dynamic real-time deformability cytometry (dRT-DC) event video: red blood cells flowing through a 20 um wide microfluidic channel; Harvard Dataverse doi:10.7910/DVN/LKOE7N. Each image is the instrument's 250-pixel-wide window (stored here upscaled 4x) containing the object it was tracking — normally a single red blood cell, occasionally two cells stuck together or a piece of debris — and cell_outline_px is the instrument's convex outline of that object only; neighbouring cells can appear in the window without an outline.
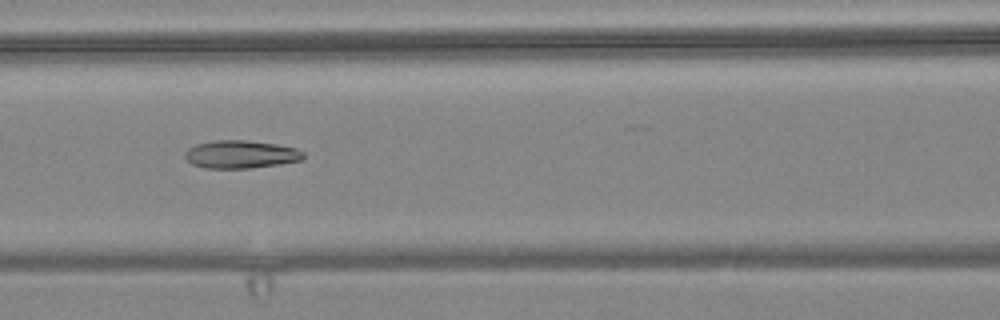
{"species": "common noctule bat (a hibernating species)", "species_latin": "Nyctalus noctula", "temperature_condition": "warm", "stored_images_in_passage": 56, "camera_frame_rate_fps": 3000, "um_per_image_px": 0.085, "animal": {"sex": "female", "body_mass_g": 24.6, "forearm_length_mm": 56.2}, "frame": {"image": 1, "passage_image": 24, "time_ms": 7.667, "image_size_px": [1000, 320], "cell_outline_px": [[304, 156], [300, 160], [280, 164], [252, 168], [204, 168], [192, 164], [184, 156], [184, 152], [188, 148], [196, 144], [216, 140], [244, 140], [276, 144], [296, 148], [304, 152]], "centroid_in_image_um": [20.45, 13.12], "position_along_channel_um": 146.2, "area_um2": 19.25}}
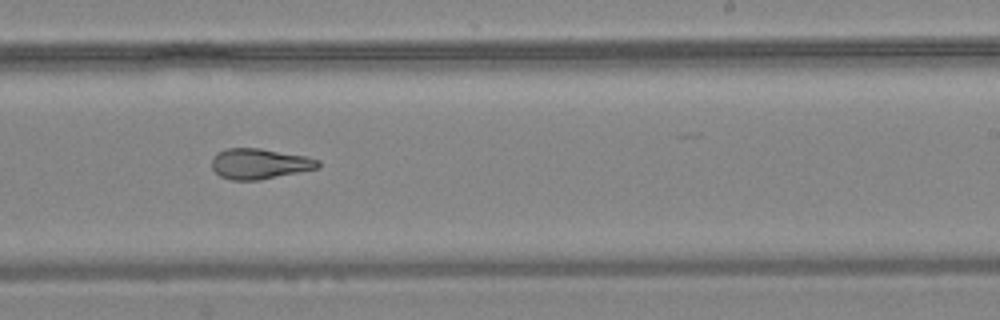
{"frame": {"image": 2, "passage_image": 34, "time_ms": 11.0, "image_size_px": [1000, 320], "cell_outline_px": [[320, 168], [260, 180], [232, 180], [220, 176], [212, 168], [212, 156], [216, 152], [228, 148], [260, 148], [304, 156], [320, 160]], "centroid_in_image_um": [22.05, 13.92], "position_along_channel_um": 266.9, "area_um2": 18.96}}
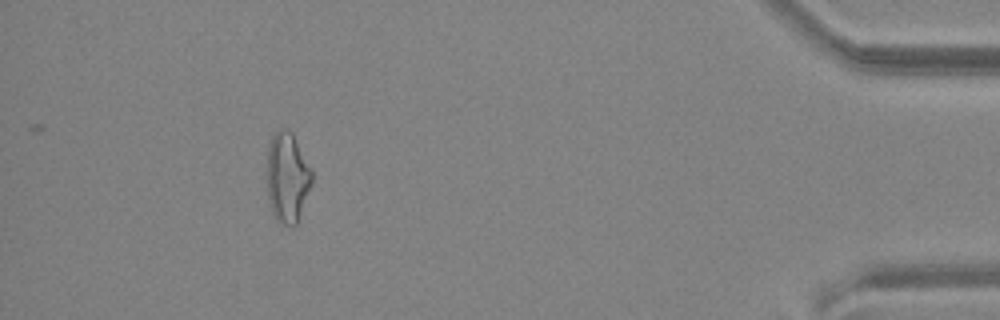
{"frame": {"image": 3, "passage_image": 51, "time_ms": 16.667, "image_size_px": [1000, 320], "cell_outline_px": [[312, 184], [296, 224], [284, 224], [276, 220], [272, 212], [268, 200], [268, 144], [276, 128], [288, 128], [292, 132], [312, 172]], "centroid_in_image_um": [24.41, 15.04], "position_along_channel_um": 410.8, "area_um2": 23.35}, "authors_computed_cell_mechanics": {"area_um2": 20.9814, "velocity_mm_per_s": 3.6376, "shape_relaxation_time_tau1_ms": null, "shape_relaxation_time_tau2_ms": 3.2317, "deformation_change_tau1": null, "deformation_change_tau2": 0.1228}}